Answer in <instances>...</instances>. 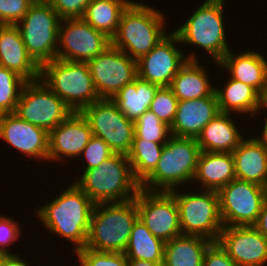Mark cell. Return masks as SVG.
Returning <instances> with one entry per match:
<instances>
[{
  "mask_svg": "<svg viewBox=\"0 0 267 266\" xmlns=\"http://www.w3.org/2000/svg\"><path fill=\"white\" fill-rule=\"evenodd\" d=\"M219 113L215 91L208 97L178 101L170 133L176 137L196 139L202 129Z\"/></svg>",
  "mask_w": 267,
  "mask_h": 266,
  "instance_id": "obj_20",
  "label": "cell"
},
{
  "mask_svg": "<svg viewBox=\"0 0 267 266\" xmlns=\"http://www.w3.org/2000/svg\"><path fill=\"white\" fill-rule=\"evenodd\" d=\"M218 67L226 69L232 79L241 81L255 88L261 95L266 90L267 59L260 52L243 51L240 54L228 51Z\"/></svg>",
  "mask_w": 267,
  "mask_h": 266,
  "instance_id": "obj_22",
  "label": "cell"
},
{
  "mask_svg": "<svg viewBox=\"0 0 267 266\" xmlns=\"http://www.w3.org/2000/svg\"><path fill=\"white\" fill-rule=\"evenodd\" d=\"M0 139L29 159L48 161L49 133L14 113L0 115Z\"/></svg>",
  "mask_w": 267,
  "mask_h": 266,
  "instance_id": "obj_19",
  "label": "cell"
},
{
  "mask_svg": "<svg viewBox=\"0 0 267 266\" xmlns=\"http://www.w3.org/2000/svg\"><path fill=\"white\" fill-rule=\"evenodd\" d=\"M110 45V38L82 18L62 19L56 59L88 62Z\"/></svg>",
  "mask_w": 267,
  "mask_h": 266,
  "instance_id": "obj_15",
  "label": "cell"
},
{
  "mask_svg": "<svg viewBox=\"0 0 267 266\" xmlns=\"http://www.w3.org/2000/svg\"><path fill=\"white\" fill-rule=\"evenodd\" d=\"M211 240L196 235H179L165 242L162 266H203Z\"/></svg>",
  "mask_w": 267,
  "mask_h": 266,
  "instance_id": "obj_29",
  "label": "cell"
},
{
  "mask_svg": "<svg viewBox=\"0 0 267 266\" xmlns=\"http://www.w3.org/2000/svg\"><path fill=\"white\" fill-rule=\"evenodd\" d=\"M223 226H254L258 220L267 189L259 184L234 179L218 191Z\"/></svg>",
  "mask_w": 267,
  "mask_h": 266,
  "instance_id": "obj_11",
  "label": "cell"
},
{
  "mask_svg": "<svg viewBox=\"0 0 267 266\" xmlns=\"http://www.w3.org/2000/svg\"><path fill=\"white\" fill-rule=\"evenodd\" d=\"M73 111L40 79L27 81L20 93L14 114L48 133Z\"/></svg>",
  "mask_w": 267,
  "mask_h": 266,
  "instance_id": "obj_10",
  "label": "cell"
},
{
  "mask_svg": "<svg viewBox=\"0 0 267 266\" xmlns=\"http://www.w3.org/2000/svg\"><path fill=\"white\" fill-rule=\"evenodd\" d=\"M159 86L140 79L138 76L119 90L111 100L124 116L135 122L149 110Z\"/></svg>",
  "mask_w": 267,
  "mask_h": 266,
  "instance_id": "obj_28",
  "label": "cell"
},
{
  "mask_svg": "<svg viewBox=\"0 0 267 266\" xmlns=\"http://www.w3.org/2000/svg\"><path fill=\"white\" fill-rule=\"evenodd\" d=\"M217 242L238 266L267 264V239L254 226L223 227Z\"/></svg>",
  "mask_w": 267,
  "mask_h": 266,
  "instance_id": "obj_17",
  "label": "cell"
},
{
  "mask_svg": "<svg viewBox=\"0 0 267 266\" xmlns=\"http://www.w3.org/2000/svg\"><path fill=\"white\" fill-rule=\"evenodd\" d=\"M74 253L80 266H128V258L124 253L96 251L86 247Z\"/></svg>",
  "mask_w": 267,
  "mask_h": 266,
  "instance_id": "obj_36",
  "label": "cell"
},
{
  "mask_svg": "<svg viewBox=\"0 0 267 266\" xmlns=\"http://www.w3.org/2000/svg\"><path fill=\"white\" fill-rule=\"evenodd\" d=\"M163 263H155L145 260H128V266H162Z\"/></svg>",
  "mask_w": 267,
  "mask_h": 266,
  "instance_id": "obj_45",
  "label": "cell"
},
{
  "mask_svg": "<svg viewBox=\"0 0 267 266\" xmlns=\"http://www.w3.org/2000/svg\"><path fill=\"white\" fill-rule=\"evenodd\" d=\"M0 266H30L20 254L2 255Z\"/></svg>",
  "mask_w": 267,
  "mask_h": 266,
  "instance_id": "obj_43",
  "label": "cell"
},
{
  "mask_svg": "<svg viewBox=\"0 0 267 266\" xmlns=\"http://www.w3.org/2000/svg\"><path fill=\"white\" fill-rule=\"evenodd\" d=\"M21 227L13 219L7 215L0 214V254L8 255L14 254L10 252L8 248L13 242H16L18 238H21Z\"/></svg>",
  "mask_w": 267,
  "mask_h": 266,
  "instance_id": "obj_39",
  "label": "cell"
},
{
  "mask_svg": "<svg viewBox=\"0 0 267 266\" xmlns=\"http://www.w3.org/2000/svg\"><path fill=\"white\" fill-rule=\"evenodd\" d=\"M235 178L232 153L200 152L192 182H199L202 190L218 191Z\"/></svg>",
  "mask_w": 267,
  "mask_h": 266,
  "instance_id": "obj_25",
  "label": "cell"
},
{
  "mask_svg": "<svg viewBox=\"0 0 267 266\" xmlns=\"http://www.w3.org/2000/svg\"><path fill=\"white\" fill-rule=\"evenodd\" d=\"M92 134L103 139L114 153L128 154L135 134L134 122L127 119L111 99H99L81 111Z\"/></svg>",
  "mask_w": 267,
  "mask_h": 266,
  "instance_id": "obj_12",
  "label": "cell"
},
{
  "mask_svg": "<svg viewBox=\"0 0 267 266\" xmlns=\"http://www.w3.org/2000/svg\"><path fill=\"white\" fill-rule=\"evenodd\" d=\"M262 104L267 105V81H266V90L264 94L262 95Z\"/></svg>",
  "mask_w": 267,
  "mask_h": 266,
  "instance_id": "obj_46",
  "label": "cell"
},
{
  "mask_svg": "<svg viewBox=\"0 0 267 266\" xmlns=\"http://www.w3.org/2000/svg\"><path fill=\"white\" fill-rule=\"evenodd\" d=\"M178 101L169 86L159 87L150 104L149 110L162 122L171 127L176 116Z\"/></svg>",
  "mask_w": 267,
  "mask_h": 266,
  "instance_id": "obj_35",
  "label": "cell"
},
{
  "mask_svg": "<svg viewBox=\"0 0 267 266\" xmlns=\"http://www.w3.org/2000/svg\"><path fill=\"white\" fill-rule=\"evenodd\" d=\"M254 227L267 239V197L259 213L258 220Z\"/></svg>",
  "mask_w": 267,
  "mask_h": 266,
  "instance_id": "obj_42",
  "label": "cell"
},
{
  "mask_svg": "<svg viewBox=\"0 0 267 266\" xmlns=\"http://www.w3.org/2000/svg\"><path fill=\"white\" fill-rule=\"evenodd\" d=\"M178 207L182 235H196L217 242L223 229L219 196L215 190L201 192L169 191ZM184 193V194H183Z\"/></svg>",
  "mask_w": 267,
  "mask_h": 266,
  "instance_id": "obj_9",
  "label": "cell"
},
{
  "mask_svg": "<svg viewBox=\"0 0 267 266\" xmlns=\"http://www.w3.org/2000/svg\"><path fill=\"white\" fill-rule=\"evenodd\" d=\"M176 43L181 44L178 36L172 31L137 60V76L159 87L170 86L174 76L187 61L198 60L195 51L189 55L185 54L183 50L175 47Z\"/></svg>",
  "mask_w": 267,
  "mask_h": 266,
  "instance_id": "obj_13",
  "label": "cell"
},
{
  "mask_svg": "<svg viewBox=\"0 0 267 266\" xmlns=\"http://www.w3.org/2000/svg\"><path fill=\"white\" fill-rule=\"evenodd\" d=\"M134 130L133 138L156 143H166L171 136L170 127L150 110H147L134 122Z\"/></svg>",
  "mask_w": 267,
  "mask_h": 266,
  "instance_id": "obj_34",
  "label": "cell"
},
{
  "mask_svg": "<svg viewBox=\"0 0 267 266\" xmlns=\"http://www.w3.org/2000/svg\"><path fill=\"white\" fill-rule=\"evenodd\" d=\"M74 182L95 204L136 198L141 189L126 154L115 153L98 167L84 170Z\"/></svg>",
  "mask_w": 267,
  "mask_h": 266,
  "instance_id": "obj_2",
  "label": "cell"
},
{
  "mask_svg": "<svg viewBox=\"0 0 267 266\" xmlns=\"http://www.w3.org/2000/svg\"><path fill=\"white\" fill-rule=\"evenodd\" d=\"M165 143L133 138L127 154L135 179L141 184L156 168Z\"/></svg>",
  "mask_w": 267,
  "mask_h": 266,
  "instance_id": "obj_32",
  "label": "cell"
},
{
  "mask_svg": "<svg viewBox=\"0 0 267 266\" xmlns=\"http://www.w3.org/2000/svg\"><path fill=\"white\" fill-rule=\"evenodd\" d=\"M137 219L136 198L95 204L85 247L96 251L124 253Z\"/></svg>",
  "mask_w": 267,
  "mask_h": 266,
  "instance_id": "obj_4",
  "label": "cell"
},
{
  "mask_svg": "<svg viewBox=\"0 0 267 266\" xmlns=\"http://www.w3.org/2000/svg\"><path fill=\"white\" fill-rule=\"evenodd\" d=\"M225 0H206L173 32L180 43L204 49L216 65L230 51L224 25Z\"/></svg>",
  "mask_w": 267,
  "mask_h": 266,
  "instance_id": "obj_7",
  "label": "cell"
},
{
  "mask_svg": "<svg viewBox=\"0 0 267 266\" xmlns=\"http://www.w3.org/2000/svg\"><path fill=\"white\" fill-rule=\"evenodd\" d=\"M136 205L138 218L155 237L167 242L182 235L178 207L170 192L140 189Z\"/></svg>",
  "mask_w": 267,
  "mask_h": 266,
  "instance_id": "obj_16",
  "label": "cell"
},
{
  "mask_svg": "<svg viewBox=\"0 0 267 266\" xmlns=\"http://www.w3.org/2000/svg\"><path fill=\"white\" fill-rule=\"evenodd\" d=\"M95 203L73 182L56 198L36 208L35 216L44 228L75 245L84 248L90 229Z\"/></svg>",
  "mask_w": 267,
  "mask_h": 266,
  "instance_id": "obj_1",
  "label": "cell"
},
{
  "mask_svg": "<svg viewBox=\"0 0 267 266\" xmlns=\"http://www.w3.org/2000/svg\"><path fill=\"white\" fill-rule=\"evenodd\" d=\"M40 80L73 112L100 99L87 62L51 60L41 66Z\"/></svg>",
  "mask_w": 267,
  "mask_h": 266,
  "instance_id": "obj_6",
  "label": "cell"
},
{
  "mask_svg": "<svg viewBox=\"0 0 267 266\" xmlns=\"http://www.w3.org/2000/svg\"><path fill=\"white\" fill-rule=\"evenodd\" d=\"M236 179L267 189V147L257 137L244 138L232 152Z\"/></svg>",
  "mask_w": 267,
  "mask_h": 266,
  "instance_id": "obj_23",
  "label": "cell"
},
{
  "mask_svg": "<svg viewBox=\"0 0 267 266\" xmlns=\"http://www.w3.org/2000/svg\"><path fill=\"white\" fill-rule=\"evenodd\" d=\"M92 136L90 124L82 113H71L49 132L48 160L63 163L66 158H78Z\"/></svg>",
  "mask_w": 267,
  "mask_h": 266,
  "instance_id": "obj_18",
  "label": "cell"
},
{
  "mask_svg": "<svg viewBox=\"0 0 267 266\" xmlns=\"http://www.w3.org/2000/svg\"><path fill=\"white\" fill-rule=\"evenodd\" d=\"M114 154L113 150L103 139L93 135L79 156V158H84L83 160L86 161L82 170L98 167Z\"/></svg>",
  "mask_w": 267,
  "mask_h": 266,
  "instance_id": "obj_37",
  "label": "cell"
},
{
  "mask_svg": "<svg viewBox=\"0 0 267 266\" xmlns=\"http://www.w3.org/2000/svg\"><path fill=\"white\" fill-rule=\"evenodd\" d=\"M133 0H92L82 19L112 39L118 30L122 13Z\"/></svg>",
  "mask_w": 267,
  "mask_h": 266,
  "instance_id": "obj_30",
  "label": "cell"
},
{
  "mask_svg": "<svg viewBox=\"0 0 267 266\" xmlns=\"http://www.w3.org/2000/svg\"><path fill=\"white\" fill-rule=\"evenodd\" d=\"M61 19L82 18L92 0H46Z\"/></svg>",
  "mask_w": 267,
  "mask_h": 266,
  "instance_id": "obj_40",
  "label": "cell"
},
{
  "mask_svg": "<svg viewBox=\"0 0 267 266\" xmlns=\"http://www.w3.org/2000/svg\"><path fill=\"white\" fill-rule=\"evenodd\" d=\"M32 3V0H0V24L16 25Z\"/></svg>",
  "mask_w": 267,
  "mask_h": 266,
  "instance_id": "obj_38",
  "label": "cell"
},
{
  "mask_svg": "<svg viewBox=\"0 0 267 266\" xmlns=\"http://www.w3.org/2000/svg\"><path fill=\"white\" fill-rule=\"evenodd\" d=\"M201 150L195 138L171 135L163 146L155 170L140 184L146 191L179 189L192 182Z\"/></svg>",
  "mask_w": 267,
  "mask_h": 266,
  "instance_id": "obj_5",
  "label": "cell"
},
{
  "mask_svg": "<svg viewBox=\"0 0 267 266\" xmlns=\"http://www.w3.org/2000/svg\"><path fill=\"white\" fill-rule=\"evenodd\" d=\"M203 266H238L218 242H212L203 256Z\"/></svg>",
  "mask_w": 267,
  "mask_h": 266,
  "instance_id": "obj_41",
  "label": "cell"
},
{
  "mask_svg": "<svg viewBox=\"0 0 267 266\" xmlns=\"http://www.w3.org/2000/svg\"><path fill=\"white\" fill-rule=\"evenodd\" d=\"M100 99H111L137 77V61L112 44L88 62Z\"/></svg>",
  "mask_w": 267,
  "mask_h": 266,
  "instance_id": "obj_14",
  "label": "cell"
},
{
  "mask_svg": "<svg viewBox=\"0 0 267 266\" xmlns=\"http://www.w3.org/2000/svg\"><path fill=\"white\" fill-rule=\"evenodd\" d=\"M26 82L16 72L0 66V115L14 113Z\"/></svg>",
  "mask_w": 267,
  "mask_h": 266,
  "instance_id": "obj_33",
  "label": "cell"
},
{
  "mask_svg": "<svg viewBox=\"0 0 267 266\" xmlns=\"http://www.w3.org/2000/svg\"><path fill=\"white\" fill-rule=\"evenodd\" d=\"M223 87L220 89L215 86L220 112L238 113L239 116L247 113L252 118L256 117L262 105V95L255 88L230 77Z\"/></svg>",
  "mask_w": 267,
  "mask_h": 266,
  "instance_id": "obj_26",
  "label": "cell"
},
{
  "mask_svg": "<svg viewBox=\"0 0 267 266\" xmlns=\"http://www.w3.org/2000/svg\"><path fill=\"white\" fill-rule=\"evenodd\" d=\"M60 16L46 1H35L16 24L29 55L41 67L56 59Z\"/></svg>",
  "mask_w": 267,
  "mask_h": 266,
  "instance_id": "obj_8",
  "label": "cell"
},
{
  "mask_svg": "<svg viewBox=\"0 0 267 266\" xmlns=\"http://www.w3.org/2000/svg\"><path fill=\"white\" fill-rule=\"evenodd\" d=\"M0 66L16 72L26 81L40 79V66L29 55L16 25L0 24Z\"/></svg>",
  "mask_w": 267,
  "mask_h": 266,
  "instance_id": "obj_21",
  "label": "cell"
},
{
  "mask_svg": "<svg viewBox=\"0 0 267 266\" xmlns=\"http://www.w3.org/2000/svg\"><path fill=\"white\" fill-rule=\"evenodd\" d=\"M263 110L267 111V105L262 104L261 107L256 112V115L260 114ZM264 117H265V120H264L265 122L263 124L264 126L260 133L261 135L260 136L257 135V138L263 143L265 147H267V116H264Z\"/></svg>",
  "mask_w": 267,
  "mask_h": 266,
  "instance_id": "obj_44",
  "label": "cell"
},
{
  "mask_svg": "<svg viewBox=\"0 0 267 266\" xmlns=\"http://www.w3.org/2000/svg\"><path fill=\"white\" fill-rule=\"evenodd\" d=\"M165 242L149 231L138 218L131 230L124 254L128 260H145L155 263L164 261Z\"/></svg>",
  "mask_w": 267,
  "mask_h": 266,
  "instance_id": "obj_31",
  "label": "cell"
},
{
  "mask_svg": "<svg viewBox=\"0 0 267 266\" xmlns=\"http://www.w3.org/2000/svg\"><path fill=\"white\" fill-rule=\"evenodd\" d=\"M232 114L220 112L196 138L201 151L232 153L245 138L243 137Z\"/></svg>",
  "mask_w": 267,
  "mask_h": 266,
  "instance_id": "obj_24",
  "label": "cell"
},
{
  "mask_svg": "<svg viewBox=\"0 0 267 266\" xmlns=\"http://www.w3.org/2000/svg\"><path fill=\"white\" fill-rule=\"evenodd\" d=\"M166 24L161 11L133 1L122 13L111 44L137 61L168 35Z\"/></svg>",
  "mask_w": 267,
  "mask_h": 266,
  "instance_id": "obj_3",
  "label": "cell"
},
{
  "mask_svg": "<svg viewBox=\"0 0 267 266\" xmlns=\"http://www.w3.org/2000/svg\"><path fill=\"white\" fill-rule=\"evenodd\" d=\"M205 68L198 61H187L177 72L169 87L179 101L208 97L215 91Z\"/></svg>",
  "mask_w": 267,
  "mask_h": 266,
  "instance_id": "obj_27",
  "label": "cell"
}]
</instances>
